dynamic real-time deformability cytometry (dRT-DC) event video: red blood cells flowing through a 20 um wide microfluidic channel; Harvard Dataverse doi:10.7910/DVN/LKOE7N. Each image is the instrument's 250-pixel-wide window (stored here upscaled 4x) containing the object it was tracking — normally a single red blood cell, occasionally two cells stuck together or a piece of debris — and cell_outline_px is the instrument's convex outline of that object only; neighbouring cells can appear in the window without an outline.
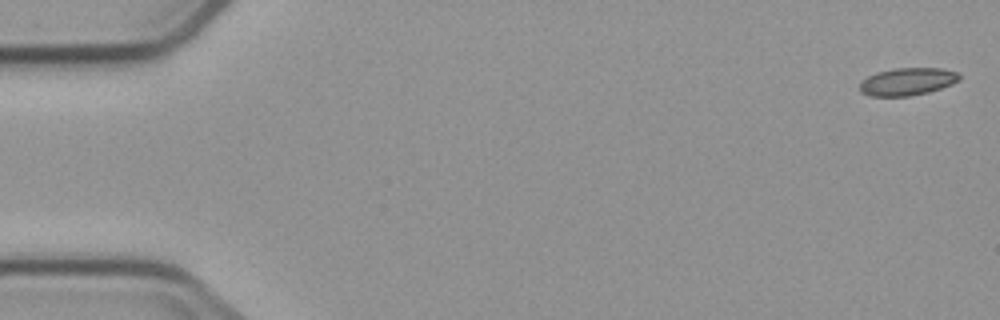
{"species": "common noctule bat (a hibernating species)", "species_latin": "Nyctalus noctula", "temperature_condition": "cold", "stored_images_in_passage": 5, "camera_frame_rate_fps": 3000, "um_per_image_px": 0.085, "animal": {"sex": "male", "body_mass_g": 23.1, "forearm_length_mm": 52.7}, "frame": {"image": 1, "passage_image": 1, "time_ms": 0.0, "image_size_px": [1000, 320], "cell_outline_px": [[960, 80], [952, 84], [928, 92], [908, 96], [868, 96], [860, 92], [860, 80], [876, 72], [896, 68], [940, 68], [956, 72], [960, 76]], "centroid_in_image_um": [77.09, 6.93], "position_along_channel_um": 7.9, "area_um2": 16.01}}
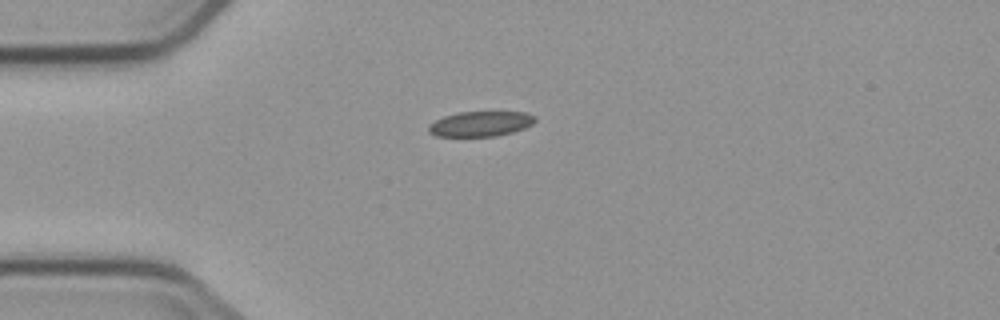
{"frame": {"image": 2, "passage_image": 5, "time_ms": 4.333, "image_size_px": [1000, 320], "cell_outline_px": [[536, 120], [532, 124], [524, 128], [512, 132], [496, 136], [436, 136], [428, 132], [428, 124], [444, 116], [460, 112], [524, 112], [536, 116]], "centroid_in_image_um": [40.84, 10.52], "position_along_channel_um": 44.2, "area_um2": 15.55}}